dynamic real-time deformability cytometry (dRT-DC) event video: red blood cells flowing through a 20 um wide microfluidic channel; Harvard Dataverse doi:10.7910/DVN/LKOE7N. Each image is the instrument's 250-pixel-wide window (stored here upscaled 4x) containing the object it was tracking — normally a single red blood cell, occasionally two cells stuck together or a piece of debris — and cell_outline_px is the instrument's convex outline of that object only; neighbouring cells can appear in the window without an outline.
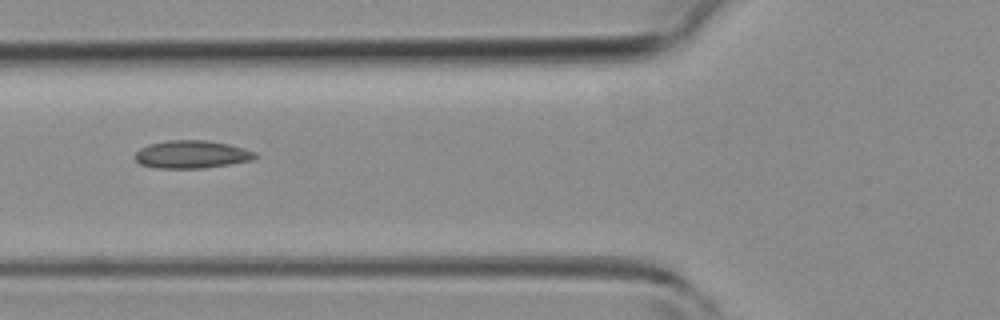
{"species": "common noctule bat (a hibernating species)", "species_latin": "Nyctalus noctula", "temperature_condition": "room temperature", "stored_images_in_passage": 5, "camera_frame_rate_fps": 3000, "um_per_image_px": 0.085, "animal": {"sex": "female", "body_mass_g": 19.3, "forearm_length_mm": 54.1}, "frame": {"image": 1, "passage_image": 4, "time_ms": 3.667, "image_size_px": [1000, 320], "cell_outline_px": [[256, 156], [252, 160], [204, 168], [156, 168], [140, 164], [136, 160], [136, 152], [140, 148], [148, 144], [168, 140], [204, 140], [228, 144], [244, 148], [256, 152]], "centroid_in_image_um": [16.28, 13.12], "position_along_channel_um": 109.5, "area_um2": 19.36}}
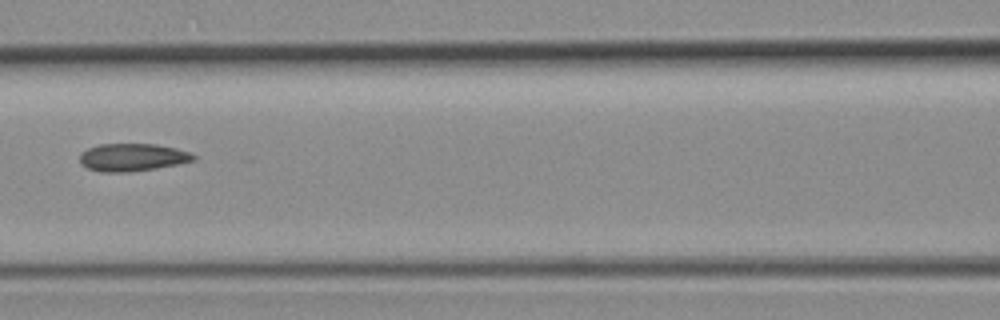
{"frame": {"image": 2, "passage_image": 5, "time_ms": 4.667, "image_size_px": [1000, 320], "cell_outline_px": [[196, 160], [156, 168], [128, 172], [100, 172], [88, 168], [80, 164], [80, 152], [88, 148], [100, 144], [156, 144], [176, 148], [188, 152], [196, 156]], "centroid_in_image_um": [11.22, 13.37], "position_along_channel_um": 155.4, "area_um2": 18.32}}